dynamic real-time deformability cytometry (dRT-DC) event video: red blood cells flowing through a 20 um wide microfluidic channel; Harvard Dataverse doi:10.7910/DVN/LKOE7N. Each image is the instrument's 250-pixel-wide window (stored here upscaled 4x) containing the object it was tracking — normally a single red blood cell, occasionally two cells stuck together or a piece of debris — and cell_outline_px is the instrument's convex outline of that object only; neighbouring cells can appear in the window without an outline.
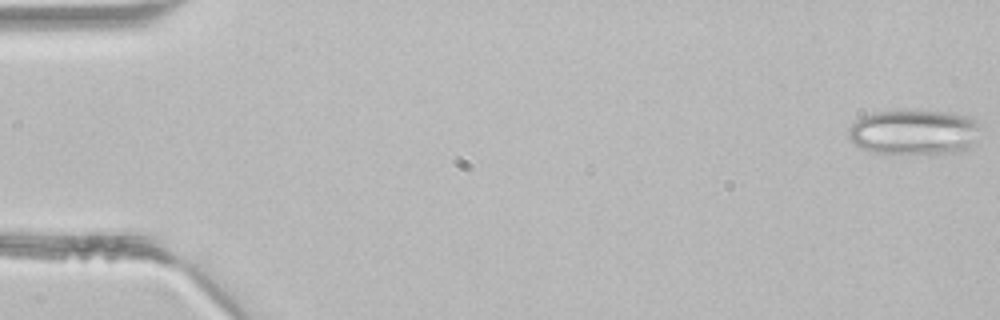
{"species": "common noctule bat (a hibernating species)", "species_latin": "Nyctalus noctula", "temperature_condition": "room temperature", "stored_images_in_passage": 3, "camera_frame_rate_fps": 3000, "um_per_image_px": 0.085, "animal": {"sex": "male", "body_mass_g": 21.5, "forearm_length_mm": 52.0}, "frame": {"image": 1, "passage_image": 1, "time_ms": 0.0, "image_size_px": [1000, 320], "cell_outline_px": [[980, 124], [972, 148], [960, 152], [872, 152], [860, 148], [852, 144], [848, 140], [848, 128], [860, 116], [872, 112], [900, 108], [916, 108], [952, 112], [968, 116], [976, 120]], "centroid_in_image_um": [77.66, 11.16], "position_along_channel_um": 7.3, "area_um2": 35.72}}